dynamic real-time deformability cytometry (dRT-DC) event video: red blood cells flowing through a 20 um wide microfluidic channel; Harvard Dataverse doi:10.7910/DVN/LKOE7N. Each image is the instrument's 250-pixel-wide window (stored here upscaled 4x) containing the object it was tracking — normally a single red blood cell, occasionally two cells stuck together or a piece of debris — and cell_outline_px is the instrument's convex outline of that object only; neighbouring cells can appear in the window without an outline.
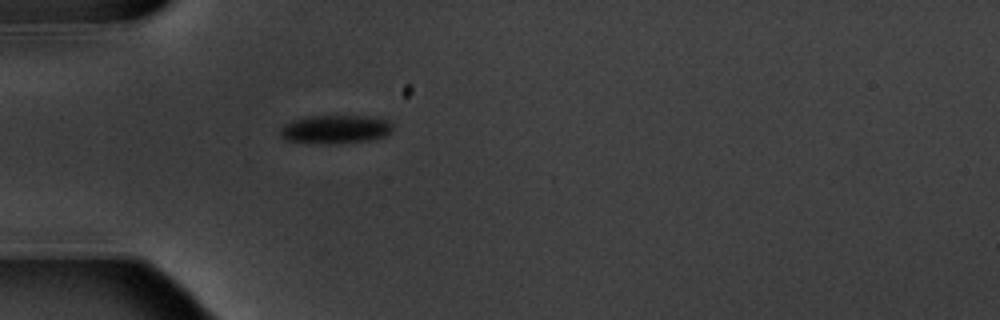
{"species": "common noctule bat (a hibernating species)", "species_latin": "Nyctalus noctula", "temperature_condition": "warm", "stored_images_in_passage": 1, "camera_frame_rate_fps": 3000, "um_per_image_px": 0.085, "animal": {"sex": "male", "body_mass_g": 20.1, "forearm_length_mm": 53.5}, "frame": {"image": 1, "passage_image": 1, "time_ms": 0.0, "image_size_px": [1000, 320], "cell_outline_px": [[392, 132], [384, 136], [368, 140], [324, 144], [288, 140], [280, 136], [280, 128], [284, 124], [292, 120], [308, 116], [368, 116], [388, 120], [392, 124]], "centroid_in_image_um": [28.5, 10.98], "position_along_channel_um": 56.5, "area_um2": 18.55}}